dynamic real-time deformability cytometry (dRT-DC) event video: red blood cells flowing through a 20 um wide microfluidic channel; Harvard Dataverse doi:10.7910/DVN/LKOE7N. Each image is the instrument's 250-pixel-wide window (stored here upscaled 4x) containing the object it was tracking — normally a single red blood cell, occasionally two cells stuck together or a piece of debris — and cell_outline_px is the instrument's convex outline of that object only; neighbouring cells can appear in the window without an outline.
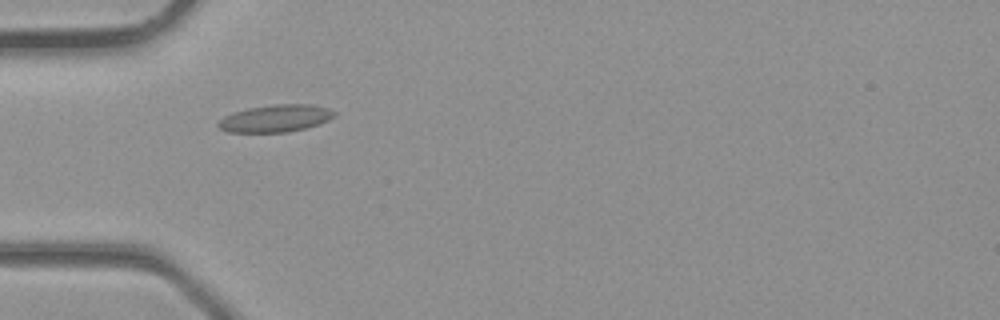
{"species": "common noctule bat (a hibernating species)", "species_latin": "Nyctalus noctula", "temperature_condition": "room temperature", "stored_images_in_passage": 1, "camera_frame_rate_fps": 3000, "um_per_image_px": 0.085, "animal": {"sex": "male", "body_mass_g": 23.1, "forearm_length_mm": 52.7}, "frame": {"image": 1, "passage_image": 1, "time_ms": 0.0, "image_size_px": [1000, 320], "cell_outline_px": [[336, 116], [328, 120], [304, 128], [288, 132], [228, 132], [220, 128], [216, 124], [224, 116], [232, 112], [248, 108], [276, 104], [312, 104], [328, 108], [336, 112]], "centroid_in_image_um": [23.41, 10.05], "position_along_channel_um": 61.6, "area_um2": 18.38}}